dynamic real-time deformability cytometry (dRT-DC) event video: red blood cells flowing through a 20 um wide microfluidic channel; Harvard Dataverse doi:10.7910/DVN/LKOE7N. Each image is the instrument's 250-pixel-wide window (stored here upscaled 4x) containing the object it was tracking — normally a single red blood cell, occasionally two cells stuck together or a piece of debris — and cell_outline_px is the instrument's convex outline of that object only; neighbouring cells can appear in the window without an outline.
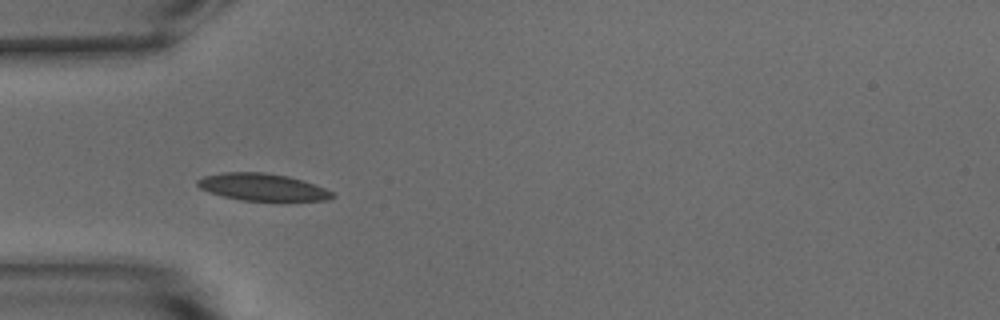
{"species": "common noctule bat (a hibernating species)", "species_latin": "Nyctalus noctula", "temperature_condition": "warm", "stored_images_in_passage": 7, "camera_frame_rate_fps": 3000, "um_per_image_px": 0.085, "animal": {"sex": "male", "body_mass_g": 15.6}, "frame": {"image": 1, "passage_image": 4, "time_ms": 1.0, "image_size_px": [1000, 320], "cell_outline_px": [[336, 196], [328, 200], [240, 200], [208, 192], [200, 188], [196, 184], [196, 180], [204, 176], [220, 172], [264, 172], [288, 176], [304, 180], [324, 188], [332, 192]], "centroid_in_image_um": [22.28, 15.89], "position_along_channel_um": 62.7, "area_um2": 21.27}}
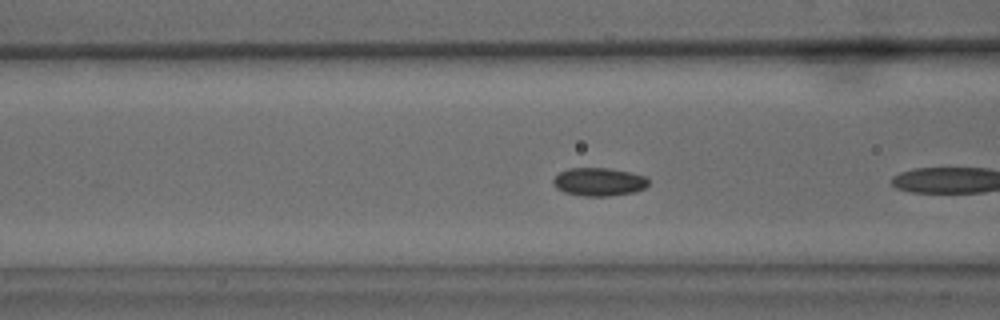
{"frame": {"image": 2, "passage_image": 6, "time_ms": 1.667, "image_size_px": [1000, 320], "cell_outline_px": [[648, 184], [644, 188], [636, 192], [608, 196], [584, 196], [564, 192], [556, 188], [552, 184], [552, 180], [560, 172], [568, 168], [608, 168], [648, 176]], "centroid_in_image_um": [50.91, 15.46], "position_along_channel_um": 115.7, "area_um2": 15.72}}